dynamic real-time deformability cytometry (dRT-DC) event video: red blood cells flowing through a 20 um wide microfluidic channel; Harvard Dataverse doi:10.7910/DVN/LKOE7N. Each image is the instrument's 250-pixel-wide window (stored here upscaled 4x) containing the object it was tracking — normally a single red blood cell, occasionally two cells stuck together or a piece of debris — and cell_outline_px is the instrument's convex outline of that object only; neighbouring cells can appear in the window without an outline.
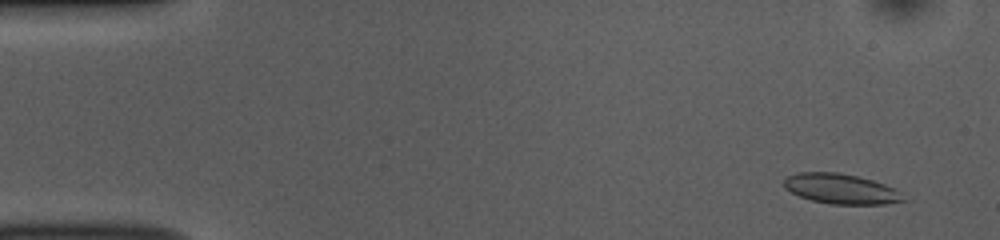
{"species": "common noctule bat (a hibernating species)", "species_latin": "Nyctalus noctula", "temperature_condition": "room temperature", "stored_images_in_passage": 50, "camera_frame_rate_fps": 3000, "um_per_image_px": 0.085, "animal": {"sex": "female", "body_mass_g": 10.0, "forearm_length_mm": 53.1}, "frame": {"image": 1, "passage_image": 4, "time_ms": 1.0, "image_size_px": [1000, 240], "cell_outline_px": [[908, 200], [884, 204], [832, 204], [812, 200], [800, 196], [784, 188], [784, 180], [788, 176], [800, 172], [836, 172], [856, 176], [872, 180], [884, 184], [900, 192]], "centroid_in_image_um": [71.49, 16.05], "position_along_channel_um": 13.5, "area_um2": 20.69}}
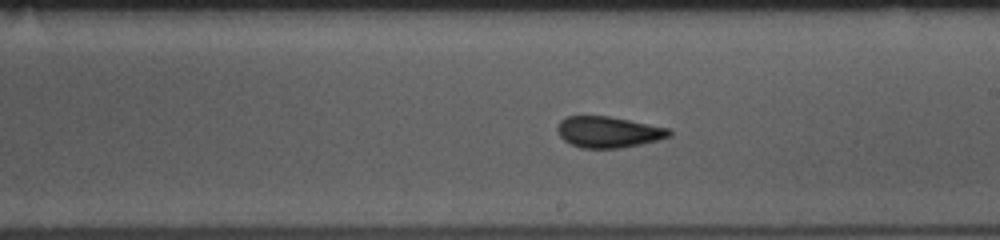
{"frame": {"image": 2, "passage_image": 30, "time_ms": 9.667, "image_size_px": [1000, 240], "cell_outline_px": [[672, 136], [640, 144], [620, 148], [580, 148], [564, 140], [560, 136], [556, 128], [560, 120], [568, 116], [608, 116], [668, 128], [672, 132]], "centroid_in_image_um": [51.69, 11.22], "position_along_channel_um": 237.3, "area_um2": 20.11}}
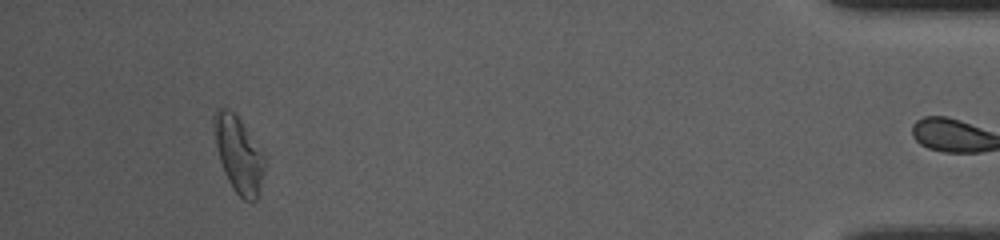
{"frame": {"image": 3, "passage_image": 49, "time_ms": 16.0, "image_size_px": [1000, 240], "cell_outline_px": [[264, 168], [256, 200], [252, 204], [244, 200], [232, 188], [224, 172], [220, 160], [216, 144], [212, 124], [212, 116], [216, 108], [228, 108], [240, 120], [264, 156]], "centroid_in_image_um": [20.24, 13.12], "position_along_channel_um": 415.0, "area_um2": 22.02}, "authors_computed_cell_mechanics": {"area_um2": 20.3745, "velocity_mm_per_s": 3.8412, "shape_relaxation_time_tau1_ms": 6.2925, "shape_relaxation_time_tau2_ms": 1.3889, "deformation_change_tau1": 0.1276, "deformation_change_tau2": 0.0665}}